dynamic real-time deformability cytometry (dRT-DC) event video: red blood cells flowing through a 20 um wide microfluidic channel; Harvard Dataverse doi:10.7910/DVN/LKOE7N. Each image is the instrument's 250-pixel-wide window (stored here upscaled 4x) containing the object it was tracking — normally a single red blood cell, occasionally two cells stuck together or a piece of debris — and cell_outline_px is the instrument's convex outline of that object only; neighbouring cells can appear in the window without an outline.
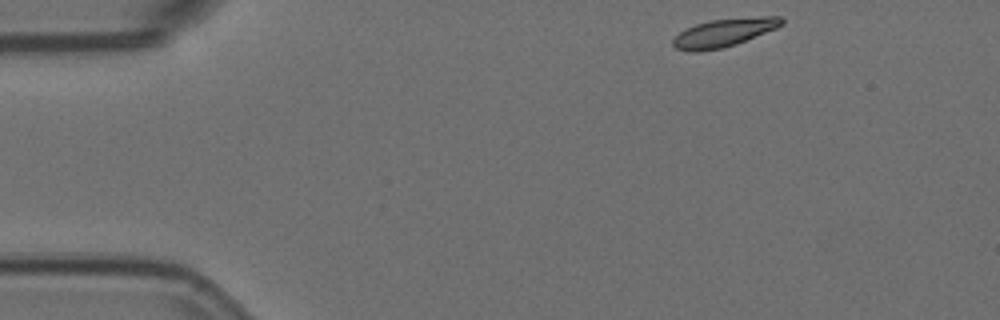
{"species": "Egyptian fruit bat (a non-hibernating species)", "species_latin": "Rousettus aegyptiacus", "temperature_condition": "room temperature", "stored_images_in_passage": 50, "camera_frame_rate_fps": 3000, "um_per_image_px": 0.085, "animal": {"sex": "female"}, "frame": {"image": 1, "passage_image": 1, "time_ms": 0.0, "image_size_px": [1000, 320], "cell_outline_px": [[784, 24], [776, 28], [736, 44], [724, 48], [700, 52], [688, 52], [676, 48], [672, 44], [672, 40], [680, 32], [696, 24], [712, 20], [760, 16], [780, 16], [784, 20]], "centroid_in_image_um": [61.54, 2.79], "position_along_channel_um": 23.5, "area_um2": 17.8}}
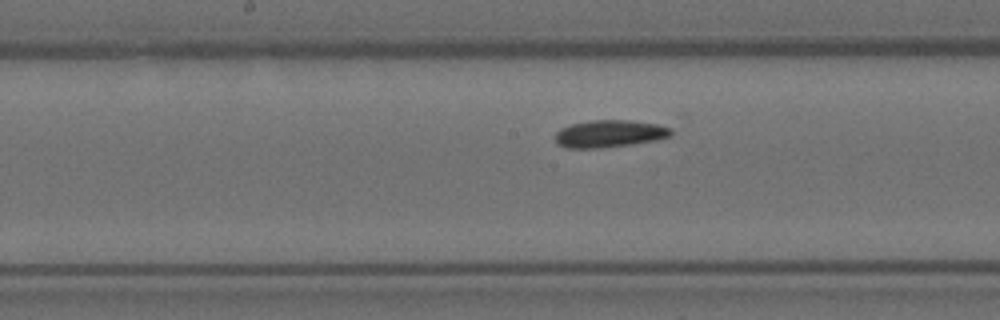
{"frame": {"image": 2, "passage_image": 22, "time_ms": 7.0, "image_size_px": [1000, 320], "cell_outline_px": [[672, 136], [656, 140], [632, 144], [600, 148], [564, 148], [556, 144], [556, 132], [560, 128], [572, 124], [592, 120], [628, 120], [656, 124], [672, 128]], "centroid_in_image_um": [51.8, 11.37], "position_along_channel_um": 196.4, "area_um2": 18.5}}
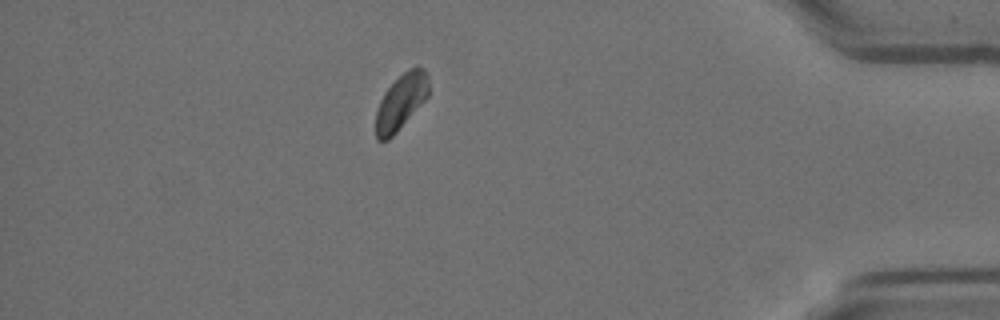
{"frame": {"image": 3, "passage_image": 43, "time_ms": 14.0, "image_size_px": [1000, 320], "cell_outline_px": [[428, 96], [396, 132], [388, 140], [376, 140], [376, 112], [380, 100], [384, 92], [408, 68], [416, 64], [424, 68], [428, 76]], "centroid_in_image_um": [34.09, 8.62], "position_along_channel_um": 401.1, "area_um2": 16.94}, "authors_computed_cell_mechanics": {"area_um2": 17.918, "velocity_mm_per_s": 3.5379, "shape_relaxation_time_tau1_ms": 8.2226, "shape_relaxation_time_tau2_ms": null, "deformation_change_tau1": 0.1274, "deformation_change_tau2": null}}